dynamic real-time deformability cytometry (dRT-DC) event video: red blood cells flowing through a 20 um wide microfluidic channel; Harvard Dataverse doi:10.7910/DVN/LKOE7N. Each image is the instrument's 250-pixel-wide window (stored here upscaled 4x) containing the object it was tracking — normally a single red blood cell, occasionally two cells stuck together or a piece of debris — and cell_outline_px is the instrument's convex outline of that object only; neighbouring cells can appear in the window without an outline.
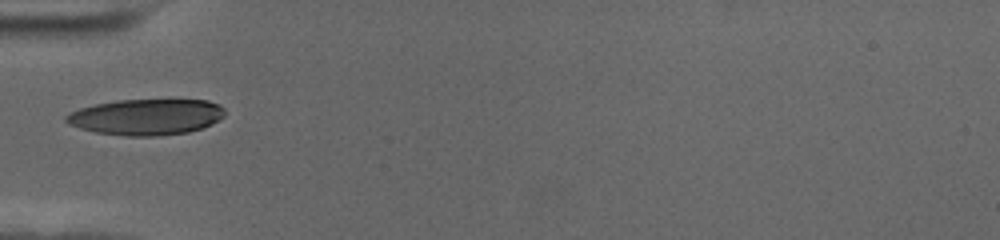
{"species": "human", "species_latin": "Homo sapiens", "temperature_condition": "cold", "stored_images_in_passage": 26, "camera_frame_rate_fps": 3000, "um_per_image_px": 0.085, "donor": {"sex": "female"}, "frame": {"image": 1, "passage_image": 1, "time_ms": 0.0, "image_size_px": [1000, 240], "cell_outline_px": [[224, 116], [212, 124], [204, 128], [188, 132], [160, 136], [124, 136], [96, 132], [80, 128], [68, 124], [64, 120], [64, 116], [80, 108], [96, 104], [116, 100], [208, 100], [220, 104], [224, 108]], "centroid_in_image_um": [12.45, 9.94], "position_along_channel_um": 72.5, "area_um2": 33.47}}
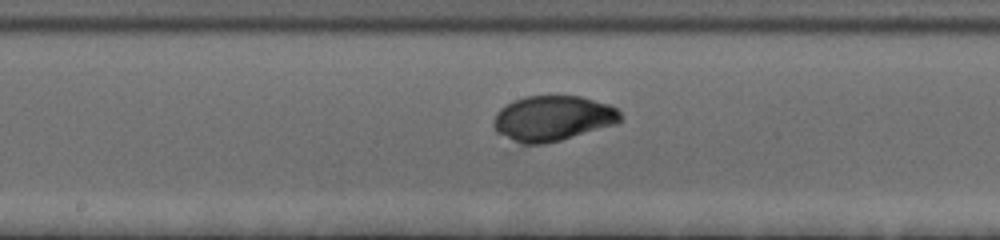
{"frame": {"image": 2, "passage_image": 12, "time_ms": 3.667, "image_size_px": [1000, 240], "cell_outline_px": [[624, 120], [616, 124], [560, 140], [544, 144], [520, 144], [496, 132], [492, 124], [496, 112], [500, 108], [512, 100], [524, 96], [580, 96], [608, 104], [616, 108], [624, 116]], "centroid_in_image_um": [46.97, 10.05], "position_along_channel_um": 201.2, "area_um2": 33.7}}
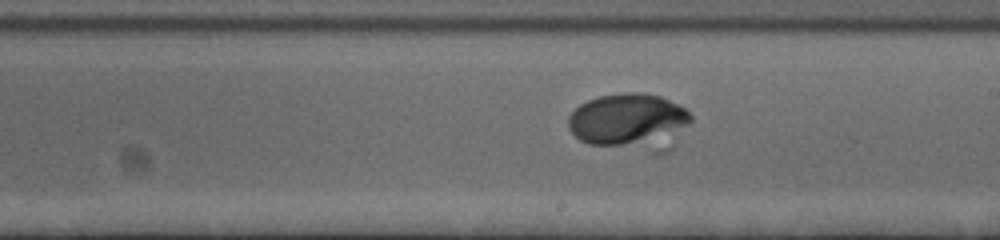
{"frame": {"image": 3, "passage_image": 15, "time_ms": 4.667, "image_size_px": [1000, 240], "cell_outline_px": [[692, 120], [688, 124], [620, 144], [588, 144], [580, 140], [568, 128], [568, 116], [580, 104], [588, 100], [600, 96], [624, 92], [640, 92], [660, 96], [684, 108], [692, 116]], "centroid_in_image_um": [53.13, 10.02], "position_along_channel_um": 235.9, "area_um2": 33.87}}